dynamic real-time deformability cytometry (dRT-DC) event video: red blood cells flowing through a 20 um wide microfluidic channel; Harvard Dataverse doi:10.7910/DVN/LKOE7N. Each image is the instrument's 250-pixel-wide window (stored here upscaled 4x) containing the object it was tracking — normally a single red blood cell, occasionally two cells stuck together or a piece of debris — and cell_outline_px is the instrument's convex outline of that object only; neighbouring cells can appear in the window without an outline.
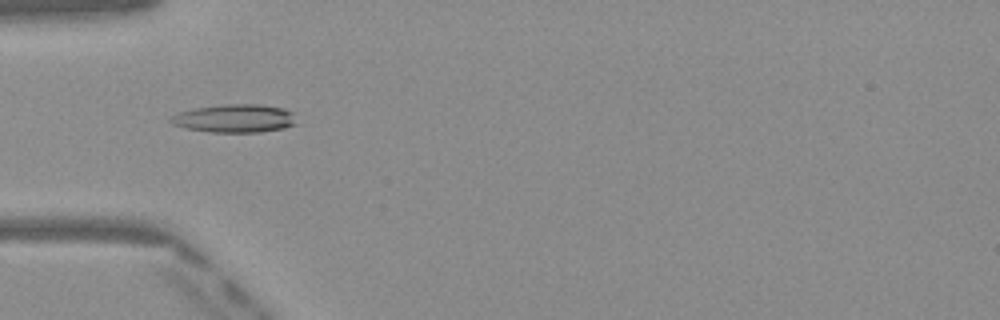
{"species": "Egyptian fruit bat (a non-hibernating species)", "species_latin": "Rousettus aegyptiacus", "temperature_condition": "warm", "stored_images_in_passage": 32, "camera_frame_rate_fps": 3000, "um_per_image_px": 0.085, "frame": {"image": 1, "passage_image": 5, "time_ms": 1.333, "image_size_px": [1000, 320], "cell_outline_px": [[296, 124], [284, 128], [260, 132], [208, 132], [184, 128], [172, 124], [168, 120], [176, 112], [196, 108], [224, 104], [260, 104], [284, 108], [292, 112]], "centroid_in_image_um": [19.92, 10.06], "position_along_channel_um": 65.1, "area_um2": 20.81}}
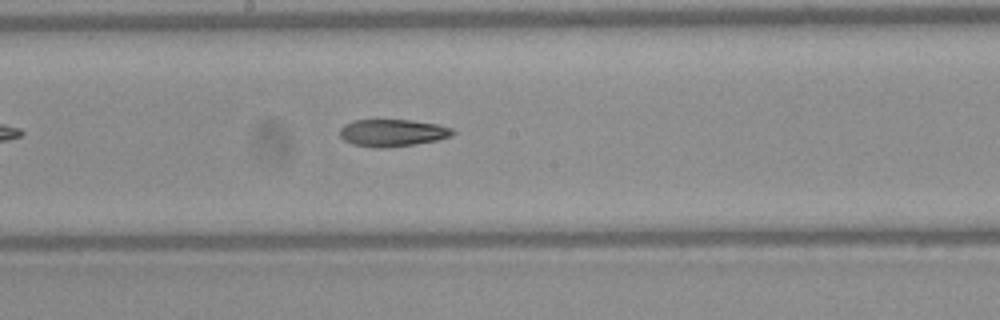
{"frame": {"image": 2, "passage_image": 16, "time_ms": 5.0, "image_size_px": [1000, 320], "cell_outline_px": [[456, 132], [452, 136], [440, 140], [416, 144], [384, 148], [376, 148], [352, 144], [344, 140], [340, 136], [340, 128], [344, 124], [352, 120], [412, 120], [440, 124], [452, 128]], "centroid_in_image_um": [33.4, 11.29], "position_along_channel_um": 214.8, "area_um2": 18.21}}
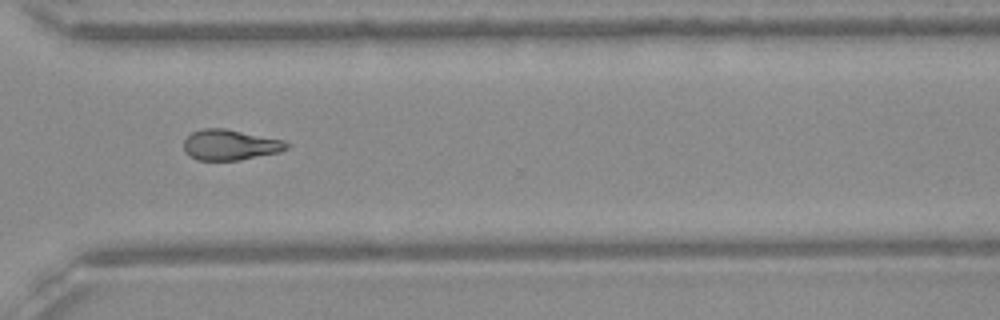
{"frame": {"image": 3, "passage_image": 26, "time_ms": 8.333, "image_size_px": [1000, 320], "cell_outline_px": [[292, 144], [288, 148], [280, 152], [240, 160], [196, 160], [188, 156], [184, 152], [184, 140], [192, 132], [204, 128], [224, 128], [284, 140]], "centroid_in_image_um": [19.57, 12.32], "position_along_channel_um": 351.0, "area_um2": 18.5}, "authors_computed_cell_mechanics": {"area_um2": 18.4671, "velocity_mm_per_s": 4.0954, "shape_relaxation_time_tau1_ms": null, "shape_relaxation_time_tau2_ms": 8.3789, "deformation_change_tau1": null, "deformation_change_tau2": 0.1993}}